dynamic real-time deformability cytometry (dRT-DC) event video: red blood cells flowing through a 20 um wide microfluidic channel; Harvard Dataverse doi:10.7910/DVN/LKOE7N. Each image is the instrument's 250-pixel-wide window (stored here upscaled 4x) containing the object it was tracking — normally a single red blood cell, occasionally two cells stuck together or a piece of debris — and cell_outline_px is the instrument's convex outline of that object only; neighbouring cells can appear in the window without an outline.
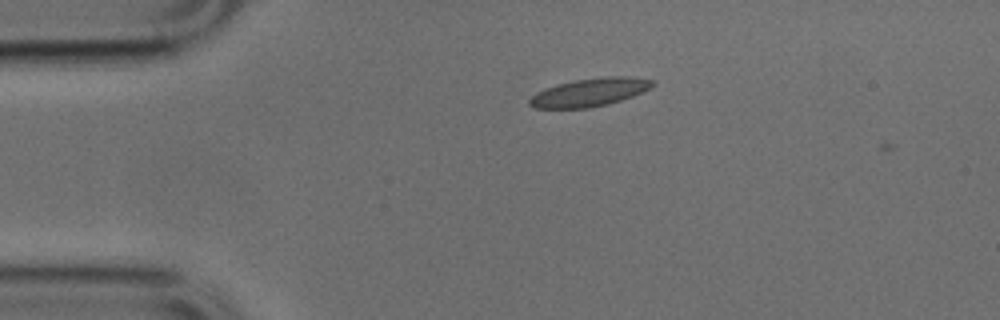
{"species": "common noctule bat (a hibernating species)", "species_latin": "Nyctalus noctula", "temperature_condition": "cold", "stored_images_in_passage": 6, "camera_frame_rate_fps": 3000, "um_per_image_px": 0.085, "animal": {"sex": "male", "body_mass_g": 17.9, "forearm_length_mm": 54.2}, "frame": {"image": 1, "passage_image": 3, "time_ms": 0.667, "image_size_px": [1000, 320], "cell_outline_px": [[656, 84], [644, 92], [608, 104], [588, 108], [532, 108], [528, 104], [528, 100], [536, 92], [544, 88], [556, 84], [572, 80], [604, 76], [632, 76], [652, 80]], "centroid_in_image_um": [50.11, 7.83], "position_along_channel_um": 34.9, "area_um2": 20.46}}